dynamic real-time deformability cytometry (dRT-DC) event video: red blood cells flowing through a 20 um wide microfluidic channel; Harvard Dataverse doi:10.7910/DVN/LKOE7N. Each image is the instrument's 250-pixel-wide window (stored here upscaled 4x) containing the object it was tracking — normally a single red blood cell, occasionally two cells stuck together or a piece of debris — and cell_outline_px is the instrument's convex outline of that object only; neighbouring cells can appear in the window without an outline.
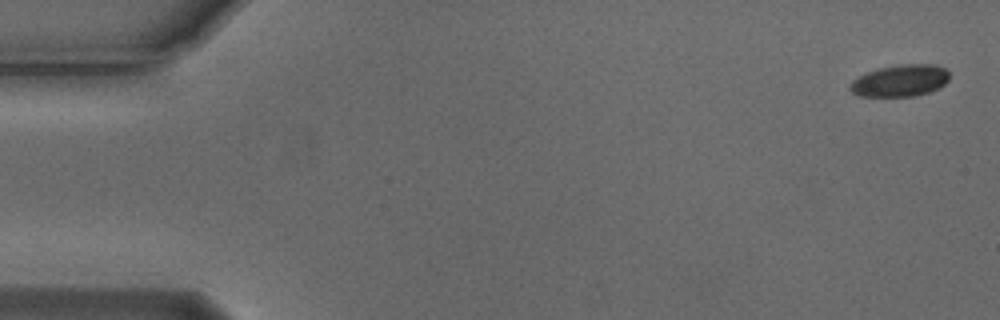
{"species": "Egyptian fruit bat (a non-hibernating species)", "species_latin": "Rousettus aegyptiacus", "temperature_condition": "cold", "stored_images_in_passage": 3, "camera_frame_rate_fps": 3000, "um_per_image_px": 0.085, "animal": {"sex": "male"}, "frame": {"image": 1, "passage_image": 1, "time_ms": 0.0, "image_size_px": [1000, 320], "cell_outline_px": [[948, 80], [940, 88], [916, 96], [860, 96], [852, 92], [848, 88], [852, 80], [876, 68], [900, 64], [936, 64], [948, 68]], "centroid_in_image_um": [76.54, 6.84], "position_along_channel_um": 8.5, "area_um2": 18.61}}